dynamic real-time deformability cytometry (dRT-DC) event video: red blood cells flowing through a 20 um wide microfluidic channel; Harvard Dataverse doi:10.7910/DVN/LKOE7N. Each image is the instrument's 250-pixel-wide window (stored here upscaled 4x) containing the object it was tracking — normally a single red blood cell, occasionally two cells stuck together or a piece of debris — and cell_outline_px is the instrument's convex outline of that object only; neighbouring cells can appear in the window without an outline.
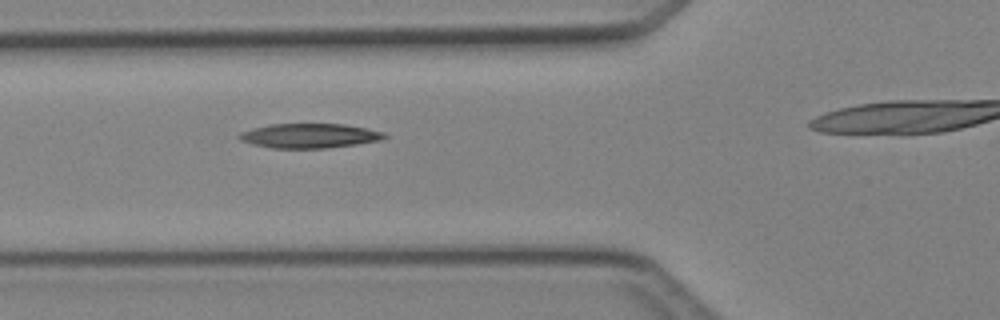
{"species": "Egyptian fruit bat (a non-hibernating species)", "species_latin": "Rousettus aegyptiacus", "temperature_condition": "cold", "stored_images_in_passage": 3, "camera_frame_rate_fps": 3000, "um_per_image_px": 0.085, "animal": {"sex": "female"}, "frame": {"image": 1, "passage_image": 2, "time_ms": 1.0, "image_size_px": [1000, 320], "cell_outline_px": [[388, 136], [384, 140], [356, 144], [324, 148], [272, 148], [252, 144], [240, 140], [236, 136], [240, 132], [252, 128], [272, 124], [344, 124], [368, 128], [384, 132]], "centroid_in_image_um": [26.32, 11.54], "position_along_channel_um": 99.5, "area_um2": 20.87}}